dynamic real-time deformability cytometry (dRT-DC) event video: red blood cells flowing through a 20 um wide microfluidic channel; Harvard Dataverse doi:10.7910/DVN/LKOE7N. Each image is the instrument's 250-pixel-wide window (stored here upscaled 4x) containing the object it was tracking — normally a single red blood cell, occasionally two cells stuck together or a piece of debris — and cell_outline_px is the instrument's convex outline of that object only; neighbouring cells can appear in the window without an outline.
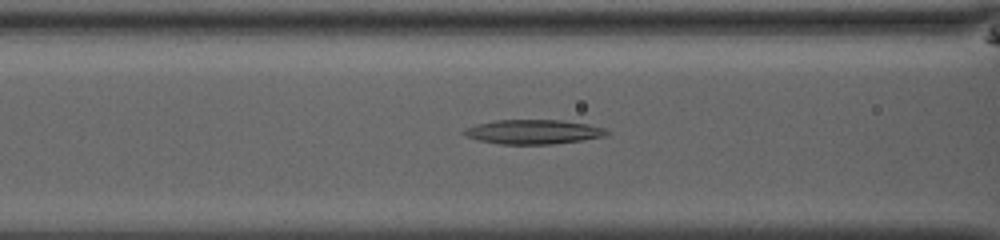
{"species": "common noctule bat (a hibernating species)", "species_latin": "Nyctalus noctula", "temperature_condition": "room temperature", "stored_images_in_passage": 30, "camera_frame_rate_fps": 3000, "um_per_image_px": 0.085, "animal": {"sex": "male", "body_mass_g": 13.0, "forearm_length_mm": 53.1}, "frame": {"image": 1, "passage_image": 9, "time_ms": 2.667, "image_size_px": [1000, 240], "cell_outline_px": [[608, 132], [604, 136], [580, 140], [552, 144], [500, 144], [476, 140], [460, 132], [464, 128], [476, 124], [496, 120], [560, 120], [588, 124], [604, 128]], "centroid_in_image_um": [45.26, 11.2], "position_along_channel_um": 121.3, "area_um2": 20.17}}
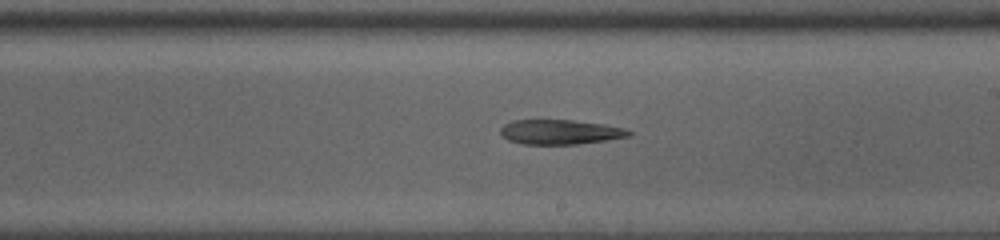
{"frame": {"image": 2, "passage_image": 18, "time_ms": 5.667, "image_size_px": [1000, 240], "cell_outline_px": [[632, 132], [628, 136], [604, 140], [576, 144], [520, 144], [508, 140], [500, 136], [500, 128], [504, 124], [512, 120], [572, 120], [604, 124], [624, 128]], "centroid_in_image_um": [47.53, 11.22], "position_along_channel_um": 241.5, "area_um2": 18.44}}
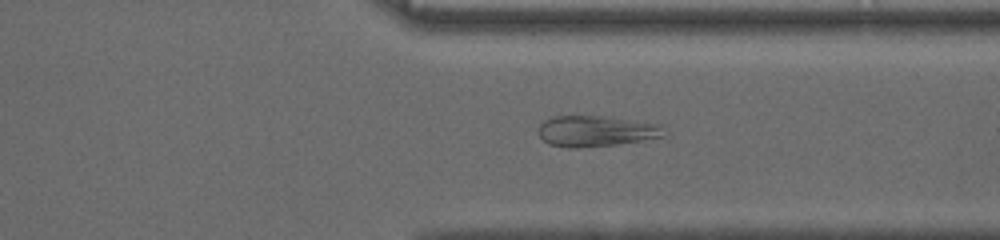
{"frame": {"image": 3, "passage_image": 27, "time_ms": 8.667, "image_size_px": [1000, 240], "cell_outline_px": [[668, 136], [616, 144], [576, 148], [568, 148], [548, 144], [536, 132], [536, 128], [544, 120], [552, 116], [600, 116], [660, 124], [668, 132]], "centroid_in_image_um": [50.64, 11.15], "position_along_channel_um": 360.8, "area_um2": 22.77}}